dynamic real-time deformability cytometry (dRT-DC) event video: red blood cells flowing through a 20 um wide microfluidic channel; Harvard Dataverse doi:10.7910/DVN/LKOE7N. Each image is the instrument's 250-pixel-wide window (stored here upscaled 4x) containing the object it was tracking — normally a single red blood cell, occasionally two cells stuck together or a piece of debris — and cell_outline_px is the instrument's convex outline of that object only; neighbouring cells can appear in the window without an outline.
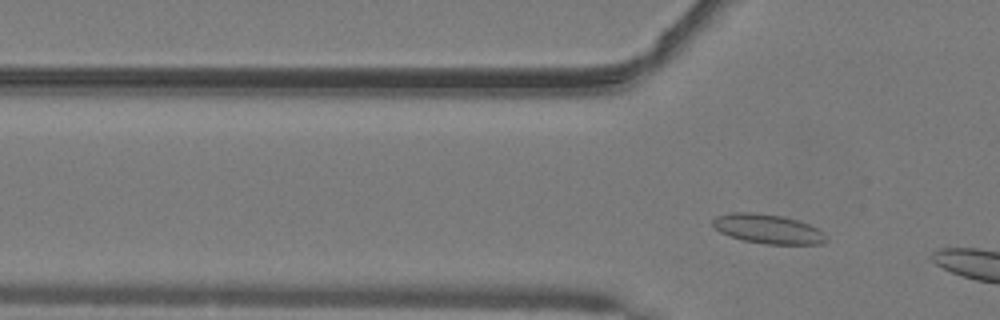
{"species": "common noctule bat (a hibernating species)", "species_latin": "Nyctalus noctula", "temperature_condition": "warm", "stored_images_in_passage": 4, "segment_of_instrument_passage": [2, 2], "camera_frame_rate_fps": 3000, "um_per_image_px": 0.085, "animal": {"sex": "male", "body_mass_g": 19.2, "forearm_length_mm": 51.8}, "frame": {"image": 1, "passage_image": 4, "time_ms": 1.0, "image_size_px": [1000, 320], "cell_outline_px": [[828, 240], [820, 244], [764, 244], [744, 240], [728, 236], [720, 232], [712, 224], [712, 220], [716, 216], [732, 212], [752, 212], [780, 216], [796, 220], [808, 224], [824, 232], [828, 236]], "centroid_in_image_um": [65.27, 19.46], "position_along_channel_um": 60.5, "area_um2": 19.36}}